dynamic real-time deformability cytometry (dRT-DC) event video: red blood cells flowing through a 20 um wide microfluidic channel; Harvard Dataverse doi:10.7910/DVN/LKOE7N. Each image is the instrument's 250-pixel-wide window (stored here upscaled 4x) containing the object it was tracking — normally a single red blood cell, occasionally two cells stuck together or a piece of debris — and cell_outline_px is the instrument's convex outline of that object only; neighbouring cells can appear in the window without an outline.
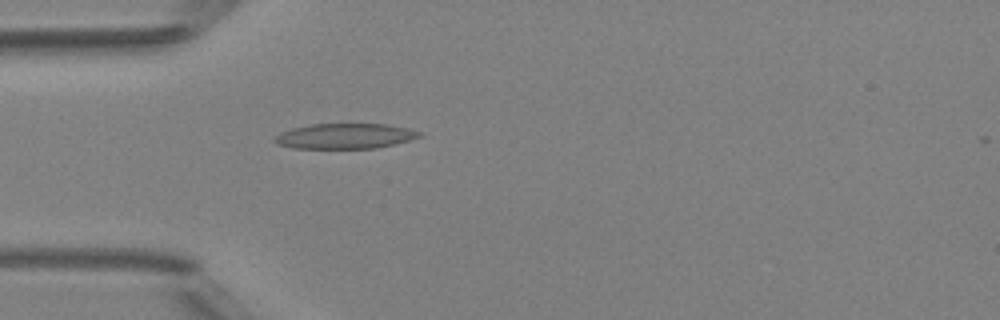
{"species": "Egyptian fruit bat (a non-hibernating species)", "species_latin": "Rousettus aegyptiacus", "temperature_condition": "room temperature", "stored_images_in_passage": 1, "camera_frame_rate_fps": 3000, "um_per_image_px": 0.085, "animal": {"sex": "female"}, "frame": {"image": 1, "passage_image": 1, "time_ms": 0.0, "image_size_px": [1000, 320], "cell_outline_px": [[424, 132], [420, 136], [408, 140], [376, 148], [292, 148], [276, 144], [272, 140], [280, 132], [292, 128], [312, 124], [388, 124], [408, 128]], "centroid_in_image_um": [29.3, 11.56], "position_along_channel_um": 55.7, "area_um2": 21.27}}